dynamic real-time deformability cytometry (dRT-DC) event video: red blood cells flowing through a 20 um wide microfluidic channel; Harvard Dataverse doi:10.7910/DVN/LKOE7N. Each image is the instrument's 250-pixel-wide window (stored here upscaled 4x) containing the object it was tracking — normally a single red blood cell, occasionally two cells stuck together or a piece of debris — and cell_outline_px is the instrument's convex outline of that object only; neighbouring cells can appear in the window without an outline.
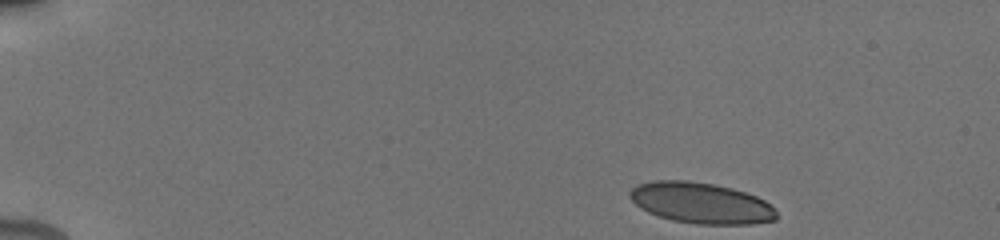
{"species": "human", "species_latin": "Homo sapiens", "temperature_condition": "cold", "stored_images_in_passage": 34, "camera_frame_rate_fps": 3000, "um_per_image_px": 0.085, "donor": {"sex": "male"}, "frame": {"image": 1, "passage_image": 1, "time_ms": 0.0, "image_size_px": [1000, 240], "cell_outline_px": [[776, 220], [752, 224], [696, 224], [672, 220], [648, 212], [640, 208], [628, 196], [628, 192], [636, 184], [652, 180], [688, 180], [712, 184], [732, 188], [756, 196], [764, 200], [776, 212]], "centroid_in_image_um": [59.54, 17.25], "position_along_channel_um": 25.5, "area_um2": 34.97}}
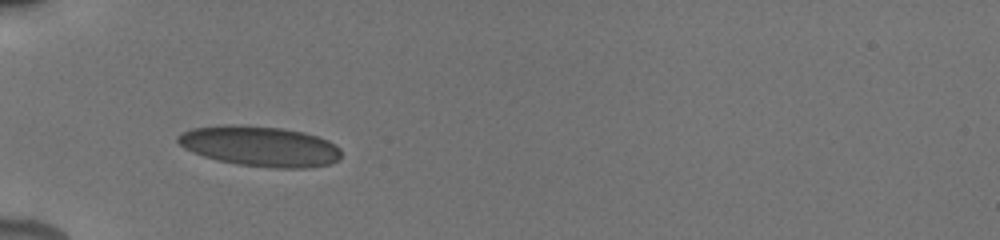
{"frame": {"image": 2, "passage_image": 24, "time_ms": 3.667, "image_size_px": [1000, 240], "cell_outline_px": [[340, 160], [328, 164], [308, 168], [276, 168], [240, 164], [220, 160], [204, 156], [192, 152], [184, 148], [176, 140], [176, 136], [192, 128], [220, 124], [240, 124], [284, 128], [304, 132], [328, 140], [340, 148]], "centroid_in_image_um": [22.1, 12.41], "position_along_channel_um": 62.9, "area_um2": 38.49}}